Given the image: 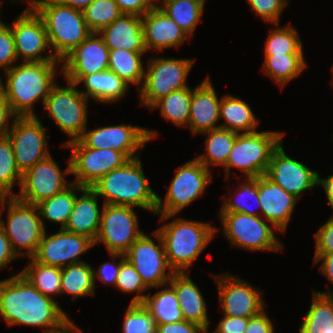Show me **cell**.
<instances>
[{
  "label": "cell",
  "instance_id": "44dd1931",
  "mask_svg": "<svg viewBox=\"0 0 333 333\" xmlns=\"http://www.w3.org/2000/svg\"><path fill=\"white\" fill-rule=\"evenodd\" d=\"M318 174V171L290 158L286 154L282 142L273 151L265 173L270 180L298 199L305 191L318 186Z\"/></svg>",
  "mask_w": 333,
  "mask_h": 333
},
{
  "label": "cell",
  "instance_id": "ab89813d",
  "mask_svg": "<svg viewBox=\"0 0 333 333\" xmlns=\"http://www.w3.org/2000/svg\"><path fill=\"white\" fill-rule=\"evenodd\" d=\"M237 180H243L245 183L241 181V185L239 184L238 189L233 191V196H224L223 204L218 212H240L248 215L260 216L259 211L261 205L259 200L258 177L237 178ZM251 204H254V206L256 205L255 207L259 208V211L252 209Z\"/></svg>",
  "mask_w": 333,
  "mask_h": 333
},
{
  "label": "cell",
  "instance_id": "6f0895ef",
  "mask_svg": "<svg viewBox=\"0 0 333 333\" xmlns=\"http://www.w3.org/2000/svg\"><path fill=\"white\" fill-rule=\"evenodd\" d=\"M16 116L12 113L10 105L0 89V138L5 137L10 129V120ZM10 124V125H9Z\"/></svg>",
  "mask_w": 333,
  "mask_h": 333
},
{
  "label": "cell",
  "instance_id": "484cf974",
  "mask_svg": "<svg viewBox=\"0 0 333 333\" xmlns=\"http://www.w3.org/2000/svg\"><path fill=\"white\" fill-rule=\"evenodd\" d=\"M98 34L109 50L125 49L131 52H147L144 44L142 18L132 14H121Z\"/></svg>",
  "mask_w": 333,
  "mask_h": 333
},
{
  "label": "cell",
  "instance_id": "5bb4252c",
  "mask_svg": "<svg viewBox=\"0 0 333 333\" xmlns=\"http://www.w3.org/2000/svg\"><path fill=\"white\" fill-rule=\"evenodd\" d=\"M78 139L85 147L95 149L110 148L123 152L129 159L140 157L145 144L155 139L156 130H148L138 125L120 124L100 126L87 130Z\"/></svg>",
  "mask_w": 333,
  "mask_h": 333
},
{
  "label": "cell",
  "instance_id": "d6a6232c",
  "mask_svg": "<svg viewBox=\"0 0 333 333\" xmlns=\"http://www.w3.org/2000/svg\"><path fill=\"white\" fill-rule=\"evenodd\" d=\"M305 59L304 53L265 56L261 70L283 90L307 68Z\"/></svg>",
  "mask_w": 333,
  "mask_h": 333
},
{
  "label": "cell",
  "instance_id": "d590c367",
  "mask_svg": "<svg viewBox=\"0 0 333 333\" xmlns=\"http://www.w3.org/2000/svg\"><path fill=\"white\" fill-rule=\"evenodd\" d=\"M206 135L205 148L206 153L196 156L195 158L207 169L210 166H220L226 164L231 149L233 148L238 133L223 128H217L201 133Z\"/></svg>",
  "mask_w": 333,
  "mask_h": 333
},
{
  "label": "cell",
  "instance_id": "2e32d148",
  "mask_svg": "<svg viewBox=\"0 0 333 333\" xmlns=\"http://www.w3.org/2000/svg\"><path fill=\"white\" fill-rule=\"evenodd\" d=\"M153 236L158 244L150 235L143 233L124 254L148 289L167 284L174 274L168 265L164 244L157 230L153 232Z\"/></svg>",
  "mask_w": 333,
  "mask_h": 333
},
{
  "label": "cell",
  "instance_id": "bcb514c9",
  "mask_svg": "<svg viewBox=\"0 0 333 333\" xmlns=\"http://www.w3.org/2000/svg\"><path fill=\"white\" fill-rule=\"evenodd\" d=\"M122 322V333H156L157 324L141 303H130Z\"/></svg>",
  "mask_w": 333,
  "mask_h": 333
},
{
  "label": "cell",
  "instance_id": "d6986e66",
  "mask_svg": "<svg viewBox=\"0 0 333 333\" xmlns=\"http://www.w3.org/2000/svg\"><path fill=\"white\" fill-rule=\"evenodd\" d=\"M18 60L60 61L51 49L42 18L32 7L25 8L10 25ZM49 50V51H48ZM49 54L45 55V52Z\"/></svg>",
  "mask_w": 333,
  "mask_h": 333
},
{
  "label": "cell",
  "instance_id": "3957f363",
  "mask_svg": "<svg viewBox=\"0 0 333 333\" xmlns=\"http://www.w3.org/2000/svg\"><path fill=\"white\" fill-rule=\"evenodd\" d=\"M177 215H158L165 222L158 229L169 267L174 273L189 272L216 235L218 228L208 222L175 218ZM170 218L173 220L168 222ZM167 221V222H166Z\"/></svg>",
  "mask_w": 333,
  "mask_h": 333
},
{
  "label": "cell",
  "instance_id": "60d3db41",
  "mask_svg": "<svg viewBox=\"0 0 333 333\" xmlns=\"http://www.w3.org/2000/svg\"><path fill=\"white\" fill-rule=\"evenodd\" d=\"M28 260L29 264L20 273L43 295L55 299L61 293V268L41 264L33 258Z\"/></svg>",
  "mask_w": 333,
  "mask_h": 333
},
{
  "label": "cell",
  "instance_id": "ba28073f",
  "mask_svg": "<svg viewBox=\"0 0 333 333\" xmlns=\"http://www.w3.org/2000/svg\"><path fill=\"white\" fill-rule=\"evenodd\" d=\"M147 62L143 83L138 90L141 106L150 109L171 92L190 87L186 81L195 58L153 56Z\"/></svg>",
  "mask_w": 333,
  "mask_h": 333
},
{
  "label": "cell",
  "instance_id": "52a82bcc",
  "mask_svg": "<svg viewBox=\"0 0 333 333\" xmlns=\"http://www.w3.org/2000/svg\"><path fill=\"white\" fill-rule=\"evenodd\" d=\"M281 131H256L237 134L226 164L222 167L226 180L231 169L237 168L244 178H257L266 173L273 151L283 141Z\"/></svg>",
  "mask_w": 333,
  "mask_h": 333
},
{
  "label": "cell",
  "instance_id": "f907efd6",
  "mask_svg": "<svg viewBox=\"0 0 333 333\" xmlns=\"http://www.w3.org/2000/svg\"><path fill=\"white\" fill-rule=\"evenodd\" d=\"M315 252L331 253L333 252V214L314 234Z\"/></svg>",
  "mask_w": 333,
  "mask_h": 333
},
{
  "label": "cell",
  "instance_id": "6da1fadb",
  "mask_svg": "<svg viewBox=\"0 0 333 333\" xmlns=\"http://www.w3.org/2000/svg\"><path fill=\"white\" fill-rule=\"evenodd\" d=\"M56 301L43 295L20 272L0 280V316L10 327H38L43 333L62 328L71 318Z\"/></svg>",
  "mask_w": 333,
  "mask_h": 333
},
{
  "label": "cell",
  "instance_id": "e0dca14e",
  "mask_svg": "<svg viewBox=\"0 0 333 333\" xmlns=\"http://www.w3.org/2000/svg\"><path fill=\"white\" fill-rule=\"evenodd\" d=\"M64 172L60 169L53 156L36 163L32 168L22 174V182L16 197L26 203L38 205L64 191L72 184L66 180V175H71V161L67 160Z\"/></svg>",
  "mask_w": 333,
  "mask_h": 333
},
{
  "label": "cell",
  "instance_id": "003e7915",
  "mask_svg": "<svg viewBox=\"0 0 333 333\" xmlns=\"http://www.w3.org/2000/svg\"><path fill=\"white\" fill-rule=\"evenodd\" d=\"M164 1H167V0H156L157 7H159Z\"/></svg>",
  "mask_w": 333,
  "mask_h": 333
},
{
  "label": "cell",
  "instance_id": "7bdbcfd3",
  "mask_svg": "<svg viewBox=\"0 0 333 333\" xmlns=\"http://www.w3.org/2000/svg\"><path fill=\"white\" fill-rule=\"evenodd\" d=\"M22 174L16 164L11 142L7 136L0 138V196H16L15 185L21 186Z\"/></svg>",
  "mask_w": 333,
  "mask_h": 333
},
{
  "label": "cell",
  "instance_id": "7402d4cb",
  "mask_svg": "<svg viewBox=\"0 0 333 333\" xmlns=\"http://www.w3.org/2000/svg\"><path fill=\"white\" fill-rule=\"evenodd\" d=\"M109 49L97 32H92L62 62V76L77 84L84 76L108 70Z\"/></svg>",
  "mask_w": 333,
  "mask_h": 333
},
{
  "label": "cell",
  "instance_id": "74e56055",
  "mask_svg": "<svg viewBox=\"0 0 333 333\" xmlns=\"http://www.w3.org/2000/svg\"><path fill=\"white\" fill-rule=\"evenodd\" d=\"M205 0H167L159 7L191 38L205 10Z\"/></svg>",
  "mask_w": 333,
  "mask_h": 333
},
{
  "label": "cell",
  "instance_id": "681fc988",
  "mask_svg": "<svg viewBox=\"0 0 333 333\" xmlns=\"http://www.w3.org/2000/svg\"><path fill=\"white\" fill-rule=\"evenodd\" d=\"M110 257L114 260H117L116 262L107 261L105 263H102L101 266H99L96 269H93V276H94V285L96 288V278H98V281H103L104 284H110L113 287L116 286L117 276L119 274L121 264L126 259L124 254L120 253H109ZM121 258V259H120ZM118 262V263H117Z\"/></svg>",
  "mask_w": 333,
  "mask_h": 333
},
{
  "label": "cell",
  "instance_id": "816d5d0a",
  "mask_svg": "<svg viewBox=\"0 0 333 333\" xmlns=\"http://www.w3.org/2000/svg\"><path fill=\"white\" fill-rule=\"evenodd\" d=\"M122 14L142 17L147 11L157 7L156 0H115Z\"/></svg>",
  "mask_w": 333,
  "mask_h": 333
},
{
  "label": "cell",
  "instance_id": "8992f818",
  "mask_svg": "<svg viewBox=\"0 0 333 333\" xmlns=\"http://www.w3.org/2000/svg\"><path fill=\"white\" fill-rule=\"evenodd\" d=\"M6 207L7 222L2 218ZM0 226L19 258H32L47 230L43 226L38 206L23 202L16 196L1 197Z\"/></svg>",
  "mask_w": 333,
  "mask_h": 333
},
{
  "label": "cell",
  "instance_id": "9c48e42d",
  "mask_svg": "<svg viewBox=\"0 0 333 333\" xmlns=\"http://www.w3.org/2000/svg\"><path fill=\"white\" fill-rule=\"evenodd\" d=\"M218 215L223 227L222 234L232 248L237 247L250 252H283L284 246L274 234L279 230L261 216L240 212H218Z\"/></svg>",
  "mask_w": 333,
  "mask_h": 333
},
{
  "label": "cell",
  "instance_id": "91938a15",
  "mask_svg": "<svg viewBox=\"0 0 333 333\" xmlns=\"http://www.w3.org/2000/svg\"><path fill=\"white\" fill-rule=\"evenodd\" d=\"M318 186L323 187L326 199L333 210V174L325 178H321L320 174H318Z\"/></svg>",
  "mask_w": 333,
  "mask_h": 333
},
{
  "label": "cell",
  "instance_id": "9f6ffc18",
  "mask_svg": "<svg viewBox=\"0 0 333 333\" xmlns=\"http://www.w3.org/2000/svg\"><path fill=\"white\" fill-rule=\"evenodd\" d=\"M17 258L19 257L13 251L9 238L0 226V270L6 268Z\"/></svg>",
  "mask_w": 333,
  "mask_h": 333
},
{
  "label": "cell",
  "instance_id": "4fadbf2b",
  "mask_svg": "<svg viewBox=\"0 0 333 333\" xmlns=\"http://www.w3.org/2000/svg\"><path fill=\"white\" fill-rule=\"evenodd\" d=\"M65 148H72L71 175L72 183L81 187H92L101 177L113 169L122 167L130 159L123 153L110 148L95 149L85 147L79 140L66 143Z\"/></svg>",
  "mask_w": 333,
  "mask_h": 333
},
{
  "label": "cell",
  "instance_id": "7dc6e473",
  "mask_svg": "<svg viewBox=\"0 0 333 333\" xmlns=\"http://www.w3.org/2000/svg\"><path fill=\"white\" fill-rule=\"evenodd\" d=\"M255 15L265 23L279 24L280 17L288 6L289 0H247Z\"/></svg>",
  "mask_w": 333,
  "mask_h": 333
},
{
  "label": "cell",
  "instance_id": "836d02e7",
  "mask_svg": "<svg viewBox=\"0 0 333 333\" xmlns=\"http://www.w3.org/2000/svg\"><path fill=\"white\" fill-rule=\"evenodd\" d=\"M93 269L86 261L61 268V293L72 301L83 296H95Z\"/></svg>",
  "mask_w": 333,
  "mask_h": 333
},
{
  "label": "cell",
  "instance_id": "94428289",
  "mask_svg": "<svg viewBox=\"0 0 333 333\" xmlns=\"http://www.w3.org/2000/svg\"><path fill=\"white\" fill-rule=\"evenodd\" d=\"M61 4L67 5L69 7L78 9V10H83L85 9L88 5L91 4L93 0H57Z\"/></svg>",
  "mask_w": 333,
  "mask_h": 333
},
{
  "label": "cell",
  "instance_id": "f5cc1de1",
  "mask_svg": "<svg viewBox=\"0 0 333 333\" xmlns=\"http://www.w3.org/2000/svg\"><path fill=\"white\" fill-rule=\"evenodd\" d=\"M222 319L219 321L216 329V333H244L247 326L249 318L243 317H232L223 315Z\"/></svg>",
  "mask_w": 333,
  "mask_h": 333
},
{
  "label": "cell",
  "instance_id": "f546056e",
  "mask_svg": "<svg viewBox=\"0 0 333 333\" xmlns=\"http://www.w3.org/2000/svg\"><path fill=\"white\" fill-rule=\"evenodd\" d=\"M220 128L241 133L256 132L260 119L256 118L250 105L241 98L231 94H224L220 103Z\"/></svg>",
  "mask_w": 333,
  "mask_h": 333
},
{
  "label": "cell",
  "instance_id": "5b68a950",
  "mask_svg": "<svg viewBox=\"0 0 333 333\" xmlns=\"http://www.w3.org/2000/svg\"><path fill=\"white\" fill-rule=\"evenodd\" d=\"M31 7L42 18L53 54L60 61L92 33L82 10L57 0H37Z\"/></svg>",
  "mask_w": 333,
  "mask_h": 333
},
{
  "label": "cell",
  "instance_id": "603a6c76",
  "mask_svg": "<svg viewBox=\"0 0 333 333\" xmlns=\"http://www.w3.org/2000/svg\"><path fill=\"white\" fill-rule=\"evenodd\" d=\"M258 190L261 217L279 230V233H285L299 199L265 174L258 177Z\"/></svg>",
  "mask_w": 333,
  "mask_h": 333
},
{
  "label": "cell",
  "instance_id": "277c9868",
  "mask_svg": "<svg viewBox=\"0 0 333 333\" xmlns=\"http://www.w3.org/2000/svg\"><path fill=\"white\" fill-rule=\"evenodd\" d=\"M104 204L139 207L155 214L158 194L150 187L140 157L113 169L91 187Z\"/></svg>",
  "mask_w": 333,
  "mask_h": 333
},
{
  "label": "cell",
  "instance_id": "7c38bea8",
  "mask_svg": "<svg viewBox=\"0 0 333 333\" xmlns=\"http://www.w3.org/2000/svg\"><path fill=\"white\" fill-rule=\"evenodd\" d=\"M7 133L16 164L21 174L51 155L48 149V127L38 116L15 117Z\"/></svg>",
  "mask_w": 333,
  "mask_h": 333
},
{
  "label": "cell",
  "instance_id": "db71d44e",
  "mask_svg": "<svg viewBox=\"0 0 333 333\" xmlns=\"http://www.w3.org/2000/svg\"><path fill=\"white\" fill-rule=\"evenodd\" d=\"M266 308L258 315L250 317L248 326L244 333H274V325L268 315Z\"/></svg>",
  "mask_w": 333,
  "mask_h": 333
},
{
  "label": "cell",
  "instance_id": "8fae6325",
  "mask_svg": "<svg viewBox=\"0 0 333 333\" xmlns=\"http://www.w3.org/2000/svg\"><path fill=\"white\" fill-rule=\"evenodd\" d=\"M164 200L158 195L155 215H177L205 193L213 181L211 170L196 158L177 168Z\"/></svg>",
  "mask_w": 333,
  "mask_h": 333
},
{
  "label": "cell",
  "instance_id": "ee69618b",
  "mask_svg": "<svg viewBox=\"0 0 333 333\" xmlns=\"http://www.w3.org/2000/svg\"><path fill=\"white\" fill-rule=\"evenodd\" d=\"M82 11L89 30L97 33L122 14L115 0H93Z\"/></svg>",
  "mask_w": 333,
  "mask_h": 333
},
{
  "label": "cell",
  "instance_id": "6125c7cd",
  "mask_svg": "<svg viewBox=\"0 0 333 333\" xmlns=\"http://www.w3.org/2000/svg\"><path fill=\"white\" fill-rule=\"evenodd\" d=\"M48 333H83L82 328L80 329L74 321L70 320L62 328Z\"/></svg>",
  "mask_w": 333,
  "mask_h": 333
},
{
  "label": "cell",
  "instance_id": "e7e4bbea",
  "mask_svg": "<svg viewBox=\"0 0 333 333\" xmlns=\"http://www.w3.org/2000/svg\"><path fill=\"white\" fill-rule=\"evenodd\" d=\"M11 1H13V3H15V2H19L20 0H11ZM36 1L37 0H27V2L29 3L28 7H31Z\"/></svg>",
  "mask_w": 333,
  "mask_h": 333
},
{
  "label": "cell",
  "instance_id": "f35d334b",
  "mask_svg": "<svg viewBox=\"0 0 333 333\" xmlns=\"http://www.w3.org/2000/svg\"><path fill=\"white\" fill-rule=\"evenodd\" d=\"M191 99L192 88L187 87L162 97L150 109L159 108L165 120L177 127L188 128Z\"/></svg>",
  "mask_w": 333,
  "mask_h": 333
},
{
  "label": "cell",
  "instance_id": "680465c9",
  "mask_svg": "<svg viewBox=\"0 0 333 333\" xmlns=\"http://www.w3.org/2000/svg\"><path fill=\"white\" fill-rule=\"evenodd\" d=\"M318 263L319 271L333 284V252L314 253L313 265Z\"/></svg>",
  "mask_w": 333,
  "mask_h": 333
},
{
  "label": "cell",
  "instance_id": "ac0fdd59",
  "mask_svg": "<svg viewBox=\"0 0 333 333\" xmlns=\"http://www.w3.org/2000/svg\"><path fill=\"white\" fill-rule=\"evenodd\" d=\"M211 275L218 287V302L224 315L250 318L267 308L259 287L231 273Z\"/></svg>",
  "mask_w": 333,
  "mask_h": 333
},
{
  "label": "cell",
  "instance_id": "cb8c5ba5",
  "mask_svg": "<svg viewBox=\"0 0 333 333\" xmlns=\"http://www.w3.org/2000/svg\"><path fill=\"white\" fill-rule=\"evenodd\" d=\"M141 18L147 52L177 48L191 39L160 7L147 11Z\"/></svg>",
  "mask_w": 333,
  "mask_h": 333
},
{
  "label": "cell",
  "instance_id": "f1b7e54d",
  "mask_svg": "<svg viewBox=\"0 0 333 333\" xmlns=\"http://www.w3.org/2000/svg\"><path fill=\"white\" fill-rule=\"evenodd\" d=\"M83 84L79 91L95 102L111 104L118 102L129 91V86L114 72L108 70L84 76L76 85Z\"/></svg>",
  "mask_w": 333,
  "mask_h": 333
},
{
  "label": "cell",
  "instance_id": "30bf717a",
  "mask_svg": "<svg viewBox=\"0 0 333 333\" xmlns=\"http://www.w3.org/2000/svg\"><path fill=\"white\" fill-rule=\"evenodd\" d=\"M66 82V86H60L56 83L51 88L43 105L48 117L69 136V139L62 146L78 140L87 128L89 119V99L79 91L78 85Z\"/></svg>",
  "mask_w": 333,
  "mask_h": 333
},
{
  "label": "cell",
  "instance_id": "9a60e30c",
  "mask_svg": "<svg viewBox=\"0 0 333 333\" xmlns=\"http://www.w3.org/2000/svg\"><path fill=\"white\" fill-rule=\"evenodd\" d=\"M101 212L100 229L94 247L103 243L108 253L125 254L144 233L139 229L134 207L103 204Z\"/></svg>",
  "mask_w": 333,
  "mask_h": 333
},
{
  "label": "cell",
  "instance_id": "ffe728a7",
  "mask_svg": "<svg viewBox=\"0 0 333 333\" xmlns=\"http://www.w3.org/2000/svg\"><path fill=\"white\" fill-rule=\"evenodd\" d=\"M45 231L35 255V261L59 268L83 262L82 255L94 247V242L88 237L60 229L48 236Z\"/></svg>",
  "mask_w": 333,
  "mask_h": 333
},
{
  "label": "cell",
  "instance_id": "11a10c76",
  "mask_svg": "<svg viewBox=\"0 0 333 333\" xmlns=\"http://www.w3.org/2000/svg\"><path fill=\"white\" fill-rule=\"evenodd\" d=\"M201 328L195 323L182 320L176 323L159 324L156 333H199Z\"/></svg>",
  "mask_w": 333,
  "mask_h": 333
},
{
  "label": "cell",
  "instance_id": "f6af8a7d",
  "mask_svg": "<svg viewBox=\"0 0 333 333\" xmlns=\"http://www.w3.org/2000/svg\"><path fill=\"white\" fill-rule=\"evenodd\" d=\"M115 288L124 293H136L130 303H142L149 290L142 282L135 267L127 259L121 264Z\"/></svg>",
  "mask_w": 333,
  "mask_h": 333
},
{
  "label": "cell",
  "instance_id": "1f68e13d",
  "mask_svg": "<svg viewBox=\"0 0 333 333\" xmlns=\"http://www.w3.org/2000/svg\"><path fill=\"white\" fill-rule=\"evenodd\" d=\"M162 287L153 295L148 292L141 304L157 325L184 320L175 290L169 283Z\"/></svg>",
  "mask_w": 333,
  "mask_h": 333
},
{
  "label": "cell",
  "instance_id": "4dcf8cb0",
  "mask_svg": "<svg viewBox=\"0 0 333 333\" xmlns=\"http://www.w3.org/2000/svg\"><path fill=\"white\" fill-rule=\"evenodd\" d=\"M312 293L311 305L298 333H333V290Z\"/></svg>",
  "mask_w": 333,
  "mask_h": 333
},
{
  "label": "cell",
  "instance_id": "03108f58",
  "mask_svg": "<svg viewBox=\"0 0 333 333\" xmlns=\"http://www.w3.org/2000/svg\"><path fill=\"white\" fill-rule=\"evenodd\" d=\"M209 328H210V326L202 327L199 333H208ZM212 333H216V332L213 330Z\"/></svg>",
  "mask_w": 333,
  "mask_h": 333
},
{
  "label": "cell",
  "instance_id": "4316f807",
  "mask_svg": "<svg viewBox=\"0 0 333 333\" xmlns=\"http://www.w3.org/2000/svg\"><path fill=\"white\" fill-rule=\"evenodd\" d=\"M80 193V194H79ZM80 195V196H79ZM100 198L90 187H84L76 195L73 210L69 216L65 230L96 240L101 222L102 208L98 204Z\"/></svg>",
  "mask_w": 333,
  "mask_h": 333
},
{
  "label": "cell",
  "instance_id": "be15d7a7",
  "mask_svg": "<svg viewBox=\"0 0 333 333\" xmlns=\"http://www.w3.org/2000/svg\"><path fill=\"white\" fill-rule=\"evenodd\" d=\"M2 2H3V0L0 1V8L2 6ZM9 2L13 3L11 0H9ZM0 15H2V13H0ZM5 25H7V24H5L3 21L0 20V29L3 28Z\"/></svg>",
  "mask_w": 333,
  "mask_h": 333
},
{
  "label": "cell",
  "instance_id": "8d00e7d4",
  "mask_svg": "<svg viewBox=\"0 0 333 333\" xmlns=\"http://www.w3.org/2000/svg\"><path fill=\"white\" fill-rule=\"evenodd\" d=\"M83 188L78 184L72 183L64 191L55 194L37 205L44 228V220L55 224L59 223L60 229L65 228L73 210L77 192H80Z\"/></svg>",
  "mask_w": 333,
  "mask_h": 333
},
{
  "label": "cell",
  "instance_id": "83f0119b",
  "mask_svg": "<svg viewBox=\"0 0 333 333\" xmlns=\"http://www.w3.org/2000/svg\"><path fill=\"white\" fill-rule=\"evenodd\" d=\"M175 290L184 320L208 327L207 304L188 272L174 273L168 282Z\"/></svg>",
  "mask_w": 333,
  "mask_h": 333
},
{
  "label": "cell",
  "instance_id": "d4e9b609",
  "mask_svg": "<svg viewBox=\"0 0 333 333\" xmlns=\"http://www.w3.org/2000/svg\"><path fill=\"white\" fill-rule=\"evenodd\" d=\"M220 103L209 76L192 88L188 128L193 135L220 128Z\"/></svg>",
  "mask_w": 333,
  "mask_h": 333
},
{
  "label": "cell",
  "instance_id": "b9f144b4",
  "mask_svg": "<svg viewBox=\"0 0 333 333\" xmlns=\"http://www.w3.org/2000/svg\"><path fill=\"white\" fill-rule=\"evenodd\" d=\"M274 28L269 31L265 40L264 56L284 55L289 53H303V44L298 31L291 24L278 26L273 24ZM276 25V26H275Z\"/></svg>",
  "mask_w": 333,
  "mask_h": 333
},
{
  "label": "cell",
  "instance_id": "e575fe53",
  "mask_svg": "<svg viewBox=\"0 0 333 333\" xmlns=\"http://www.w3.org/2000/svg\"><path fill=\"white\" fill-rule=\"evenodd\" d=\"M146 52H131L125 49L109 51L108 69L114 72L128 86L141 87L144 79L145 67L143 56Z\"/></svg>",
  "mask_w": 333,
  "mask_h": 333
},
{
  "label": "cell",
  "instance_id": "c3c4849f",
  "mask_svg": "<svg viewBox=\"0 0 333 333\" xmlns=\"http://www.w3.org/2000/svg\"><path fill=\"white\" fill-rule=\"evenodd\" d=\"M18 63V58L15 52L14 37L9 24L0 29V69L4 72ZM1 76V74H0Z\"/></svg>",
  "mask_w": 333,
  "mask_h": 333
},
{
  "label": "cell",
  "instance_id": "7a4b0ae2",
  "mask_svg": "<svg viewBox=\"0 0 333 333\" xmlns=\"http://www.w3.org/2000/svg\"><path fill=\"white\" fill-rule=\"evenodd\" d=\"M57 67L62 73L61 61H27L16 63L0 77V89L16 117L37 116L34 104L42 106L51 88L57 83ZM3 80L5 83H3Z\"/></svg>",
  "mask_w": 333,
  "mask_h": 333
}]
</instances>
